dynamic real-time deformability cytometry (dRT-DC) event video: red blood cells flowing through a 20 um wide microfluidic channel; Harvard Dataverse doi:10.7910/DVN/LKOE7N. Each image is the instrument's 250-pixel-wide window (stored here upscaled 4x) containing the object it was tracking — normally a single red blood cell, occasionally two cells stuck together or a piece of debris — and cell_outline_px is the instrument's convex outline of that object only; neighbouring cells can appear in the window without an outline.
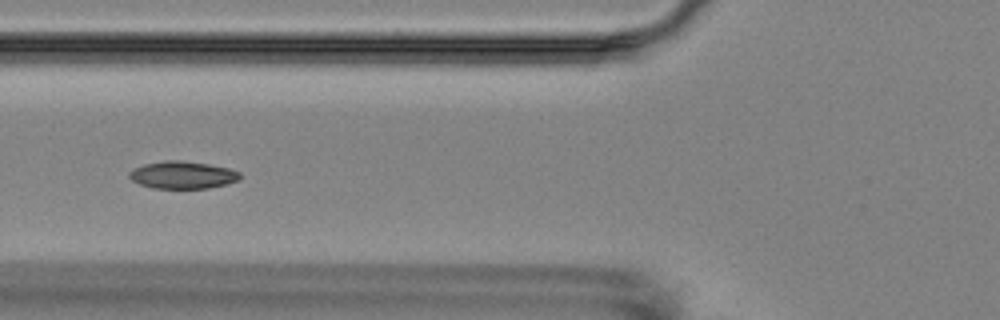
{"species": "Egyptian fruit bat (a non-hibernating species)", "species_latin": "Rousettus aegyptiacus", "temperature_condition": "room temperature", "stored_images_in_passage": 7, "camera_frame_rate_fps": 3000, "um_per_image_px": 0.085, "animal": {"sex": "female"}, "frame": {"image": 1, "passage_image": 6, "time_ms": 6.667, "image_size_px": [1000, 320], "cell_outline_px": [[240, 180], [208, 188], [152, 188], [140, 184], [132, 180], [128, 176], [128, 172], [144, 164], [164, 160], [180, 160], [208, 164], [228, 168], [240, 172]], "centroid_in_image_um": [15.51, 14.87], "position_along_channel_um": 110.3, "area_um2": 17.57}}
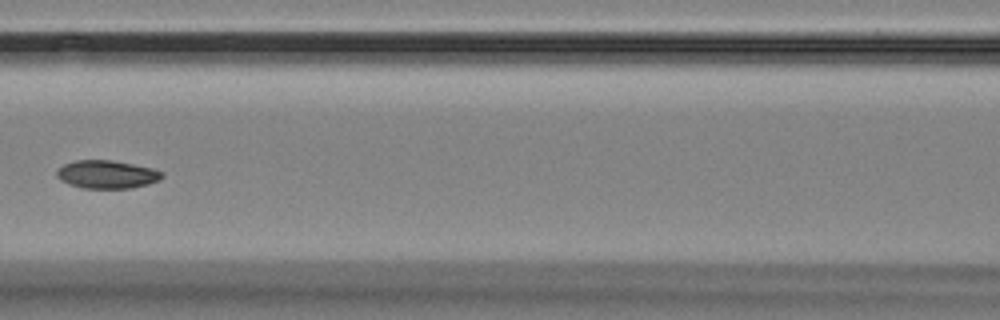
{"frame": {"image": 2, "passage_image": 7, "time_ms": 8.0, "image_size_px": [1000, 320], "cell_outline_px": [[164, 176], [160, 180], [148, 184], [132, 188], [80, 188], [68, 184], [60, 180], [56, 176], [56, 172], [64, 164], [76, 160], [112, 160], [152, 168], [164, 172]], "centroid_in_image_um": [9.09, 14.83], "position_along_channel_um": 157.5, "area_um2": 17.34}}